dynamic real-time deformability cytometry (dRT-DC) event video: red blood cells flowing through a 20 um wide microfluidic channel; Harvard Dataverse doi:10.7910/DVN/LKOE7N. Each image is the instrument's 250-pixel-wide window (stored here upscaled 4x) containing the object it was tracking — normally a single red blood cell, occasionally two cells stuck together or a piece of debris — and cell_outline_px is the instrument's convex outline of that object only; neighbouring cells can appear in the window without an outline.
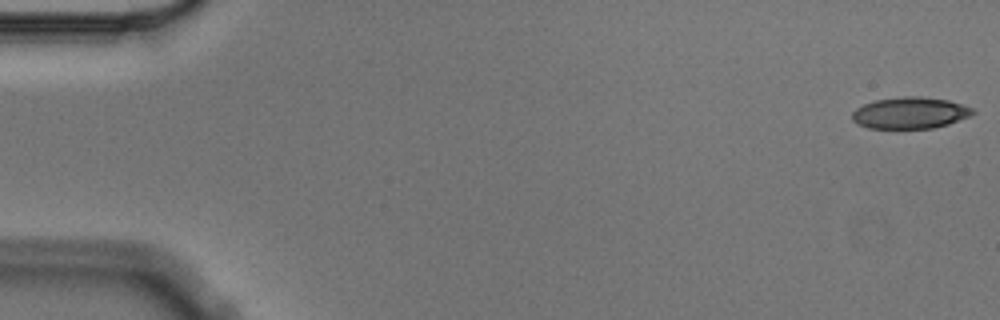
{"species": "Egyptian fruit bat (a non-hibernating species)", "species_latin": "Rousettus aegyptiacus", "temperature_condition": "cold", "stored_images_in_passage": 6, "segment_of_instrument_passage": [1, 2], "camera_frame_rate_fps": 3000, "um_per_image_px": 0.085, "animal": {"sex": "male"}, "frame": {"image": 1, "passage_image": 1, "time_ms": 0.0, "image_size_px": [1000, 320], "cell_outline_px": [[976, 112], [972, 116], [948, 124], [932, 128], [868, 128], [856, 124], [852, 120], [852, 112], [856, 108], [864, 104], [876, 100], [904, 96], [920, 96], [948, 100], [972, 108]], "centroid_in_image_um": [77.35, 9.6], "position_along_channel_um": 7.6, "area_um2": 22.2}}